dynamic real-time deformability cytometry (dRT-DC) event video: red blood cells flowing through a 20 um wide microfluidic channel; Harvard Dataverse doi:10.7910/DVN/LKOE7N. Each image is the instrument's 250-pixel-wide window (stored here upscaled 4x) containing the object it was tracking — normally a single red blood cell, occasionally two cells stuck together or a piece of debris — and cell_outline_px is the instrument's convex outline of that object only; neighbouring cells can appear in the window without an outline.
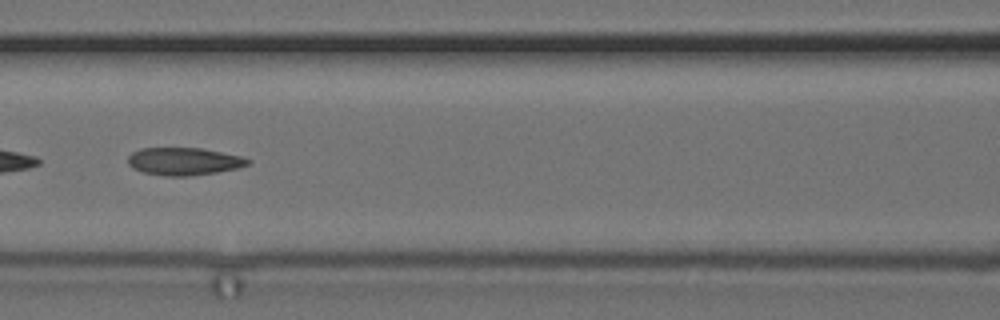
{"species": "common noctule bat (a hibernating species)", "species_latin": "Nyctalus noctula", "temperature_condition": "cold", "stored_images_in_passage": 28, "segment_of_instrument_passage": [2, 2], "camera_frame_rate_fps": 3000, "um_per_image_px": 0.085, "animal": {"sex": "female", "body_mass_g": 24.6, "forearm_length_mm": 56.2}, "frame": {"image": 1, "passage_image": 25, "time_ms": 8.0, "image_size_px": [1000, 320], "cell_outline_px": [[252, 160], [248, 164], [240, 168], [216, 172], [188, 176], [164, 176], [144, 172], [132, 168], [128, 164], [128, 156], [132, 152], [140, 148], [200, 148], [240, 156]], "centroid_in_image_um": [15.61, 13.72], "position_along_channel_um": 151.0, "area_um2": 19.25}}